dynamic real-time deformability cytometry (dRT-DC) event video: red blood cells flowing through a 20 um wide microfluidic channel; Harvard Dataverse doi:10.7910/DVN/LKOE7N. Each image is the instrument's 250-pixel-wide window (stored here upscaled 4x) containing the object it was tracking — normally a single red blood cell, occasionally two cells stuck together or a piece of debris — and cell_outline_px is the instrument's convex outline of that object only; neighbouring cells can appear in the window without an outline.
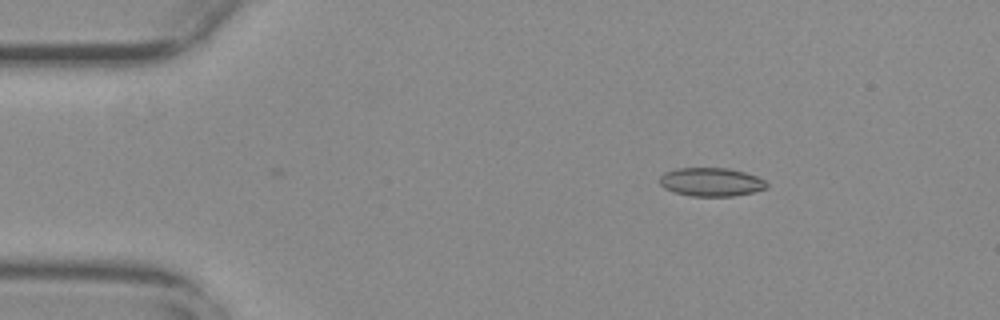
{"species": "common noctule bat (a hibernating species)", "species_latin": "Nyctalus noctula", "temperature_condition": "warm", "stored_images_in_passage": 36, "camera_frame_rate_fps": 3000, "um_per_image_px": 0.085, "animal": {"sex": "female", "body_mass_g": 29.2, "forearm_length_mm": 56.3}, "frame": {"image": 1, "passage_image": 1, "time_ms": 0.0, "image_size_px": [1000, 320], "cell_outline_px": [[768, 188], [756, 192], [732, 196], [692, 196], [676, 192], [664, 188], [660, 184], [660, 176], [664, 172], [676, 168], [728, 168], [744, 172], [756, 176], [764, 180], [768, 184]], "centroid_in_image_um": [60.47, 15.47], "position_along_channel_um": 24.5, "area_um2": 17.86}}
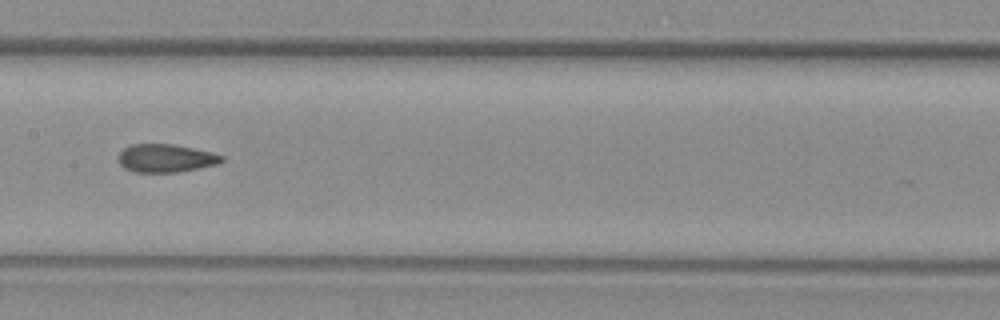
{"frame": {"image": 2, "passage_image": 20, "time_ms": 6.333, "image_size_px": [1000, 320], "cell_outline_px": [[224, 160], [220, 164], [180, 172], [132, 172], [124, 168], [120, 164], [120, 152], [124, 148], [132, 144], [172, 144], [212, 152], [224, 156]], "centroid_in_image_um": [14.13, 13.46], "position_along_channel_um": 193.3, "area_um2": 16.99}}
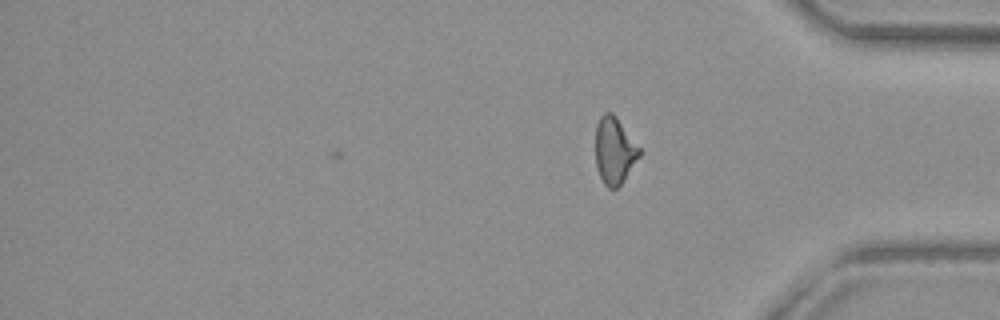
{"frame": {"image": 3, "passage_image": 36, "time_ms": 11.667, "image_size_px": [1000, 320], "cell_outline_px": [[640, 156], [624, 180], [616, 188], [608, 188], [604, 184], [596, 168], [596, 124], [600, 116], [604, 112], [612, 112], [616, 116], [640, 148]], "centroid_in_image_um": [52.22, 12.79], "position_along_channel_um": 383.0, "area_um2": 17.05}, "authors_computed_cell_mechanics": {"area_um2": 17.3978, "velocity_mm_per_s": 3.7967, "shape_relaxation_time_tau1_ms": null, "shape_relaxation_time_tau2_ms": 1.5873, "deformation_change_tau1": null, "deformation_change_tau2": 0.0816}}